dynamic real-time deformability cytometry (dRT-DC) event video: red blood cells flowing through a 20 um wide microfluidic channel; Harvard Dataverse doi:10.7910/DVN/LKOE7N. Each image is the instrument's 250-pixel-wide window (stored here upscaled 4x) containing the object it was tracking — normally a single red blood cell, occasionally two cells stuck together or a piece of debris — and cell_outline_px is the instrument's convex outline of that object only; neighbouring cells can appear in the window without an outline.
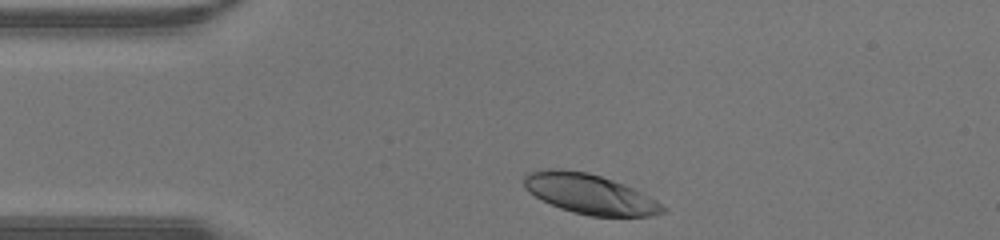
{"species": "human", "species_latin": "Homo sapiens", "temperature_condition": "warm", "stored_images_in_passage": 26, "camera_frame_rate_fps": 3000, "um_per_image_px": 0.085, "donor": {"sex": "male"}, "frame": {"image": 1, "passage_image": 1, "time_ms": 0.0, "image_size_px": [1000, 240], "cell_outline_px": [[668, 208], [664, 212], [652, 216], [588, 216], [572, 212], [560, 208], [528, 192], [524, 188], [524, 176], [528, 172], [548, 168], [560, 168], [588, 172], [624, 184], [656, 200]], "centroid_in_image_um": [50.11, 16.48], "position_along_channel_um": 34.9, "area_um2": 32.25}}
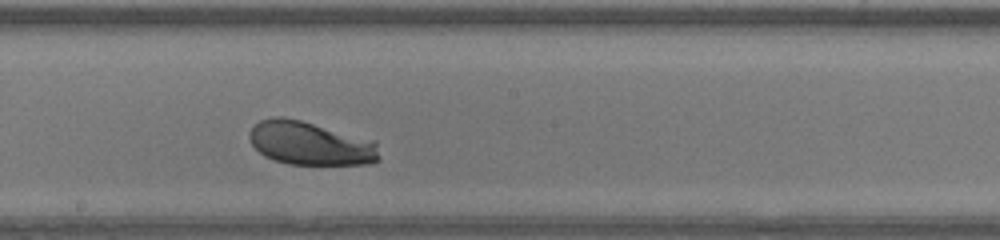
{"frame": {"image": 2, "passage_image": 15, "time_ms": 4.667, "image_size_px": [1000, 240], "cell_outline_px": [[380, 160], [372, 164], [288, 164], [264, 156], [252, 144], [248, 136], [252, 128], [260, 120], [272, 116], [284, 116], [300, 120], [376, 144], [380, 156]], "centroid_in_image_um": [26.29, 12.2], "position_along_channel_um": 221.9, "area_um2": 31.96}}
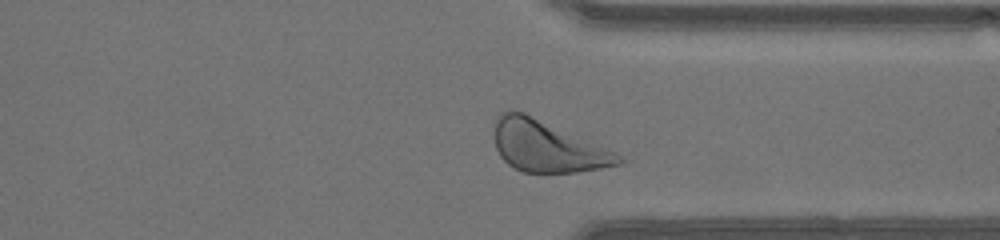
{"frame": {"image": 3, "passage_image": 24, "time_ms": 7.667, "image_size_px": [1000, 240], "cell_outline_px": [[624, 160], [620, 164], [600, 168], [576, 172], [524, 172], [512, 168], [500, 156], [496, 148], [496, 116], [500, 112], [524, 112], [600, 144], [616, 152]], "centroid_in_image_um": [46.54, 12.45], "position_along_channel_um": 364.9, "area_um2": 36.82}}